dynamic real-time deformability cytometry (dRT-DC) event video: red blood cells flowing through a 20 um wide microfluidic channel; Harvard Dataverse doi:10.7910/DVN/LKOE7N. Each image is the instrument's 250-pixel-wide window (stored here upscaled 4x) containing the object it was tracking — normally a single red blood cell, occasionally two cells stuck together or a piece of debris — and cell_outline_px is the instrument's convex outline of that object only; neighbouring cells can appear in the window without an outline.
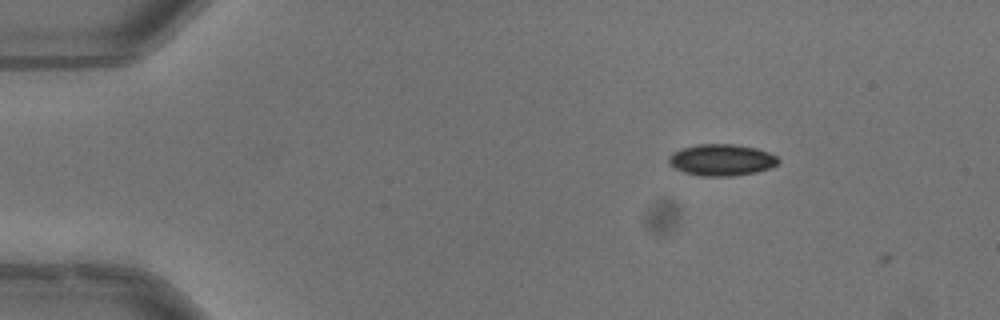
{"species": "common noctule bat (a hibernating species)", "species_latin": "Nyctalus noctula", "temperature_condition": "warm", "stored_images_in_passage": 4, "camera_frame_rate_fps": 3000, "um_per_image_px": 0.085, "animal": {"sex": "male", "body_mass_g": 13.3}, "frame": {"image": 1, "passage_image": 2, "time_ms": 0.333, "image_size_px": [1000, 320], "cell_outline_px": [[780, 160], [772, 168], [756, 172], [732, 176], [700, 176], [684, 172], [668, 164], [668, 156], [672, 152], [680, 148], [696, 144], [732, 144], [756, 148], [768, 152], [776, 156]], "centroid_in_image_um": [61.3, 13.59], "position_along_channel_um": 23.7, "area_um2": 20.29}}